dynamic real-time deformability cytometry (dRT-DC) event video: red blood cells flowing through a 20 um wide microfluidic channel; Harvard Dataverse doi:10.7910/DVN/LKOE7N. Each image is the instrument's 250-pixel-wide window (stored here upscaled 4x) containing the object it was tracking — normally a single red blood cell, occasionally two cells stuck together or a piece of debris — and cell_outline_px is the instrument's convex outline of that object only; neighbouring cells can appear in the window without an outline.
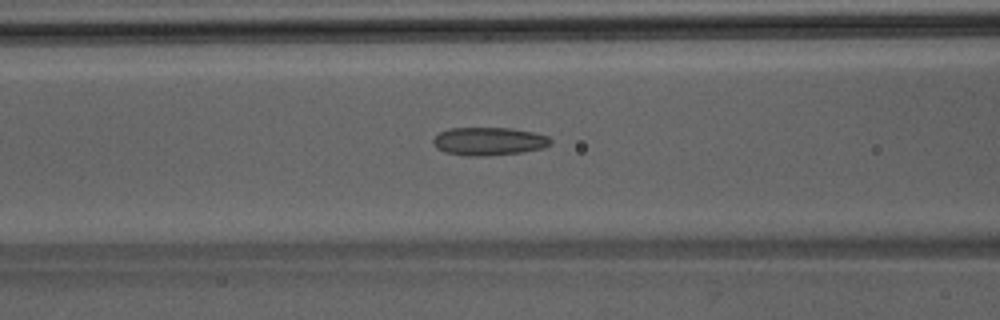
{"species": "Egyptian fruit bat (a non-hibernating species)", "species_latin": "Rousettus aegyptiacus", "temperature_condition": "room temperature", "stored_images_in_passage": 46, "camera_frame_rate_fps": 3000, "um_per_image_px": 0.085, "animal": {"sex": "male"}, "frame": {"image": 1, "passage_image": 17, "time_ms": 5.333, "image_size_px": [1000, 320], "cell_outline_px": [[552, 144], [544, 148], [520, 152], [488, 156], [464, 156], [444, 152], [436, 148], [432, 144], [432, 140], [440, 132], [448, 128], [512, 128], [532, 132], [548, 136], [552, 140]], "centroid_in_image_um": [41.54, 12.01], "position_along_channel_um": 125.1, "area_um2": 19.42}}
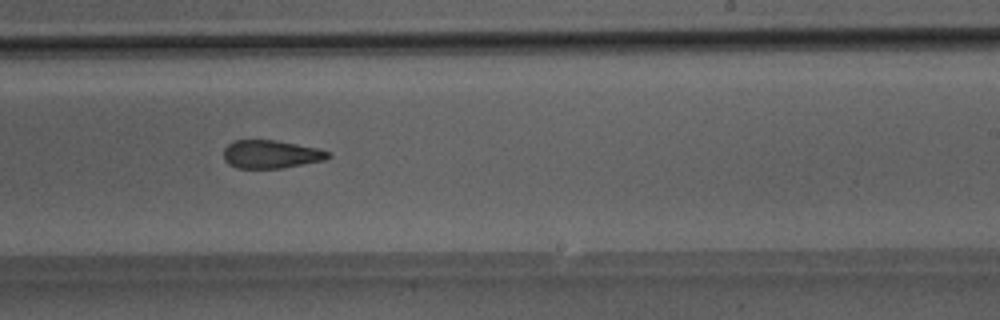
{"frame": {"image": 2, "passage_image": 27, "time_ms": 8.667, "image_size_px": [1000, 320], "cell_outline_px": [[332, 156], [324, 160], [280, 168], [236, 168], [228, 164], [224, 160], [224, 148], [232, 140], [276, 140], [316, 148], [328, 152]], "centroid_in_image_um": [22.98, 13.11], "position_along_channel_um": 266.0, "area_um2": 17.05}}
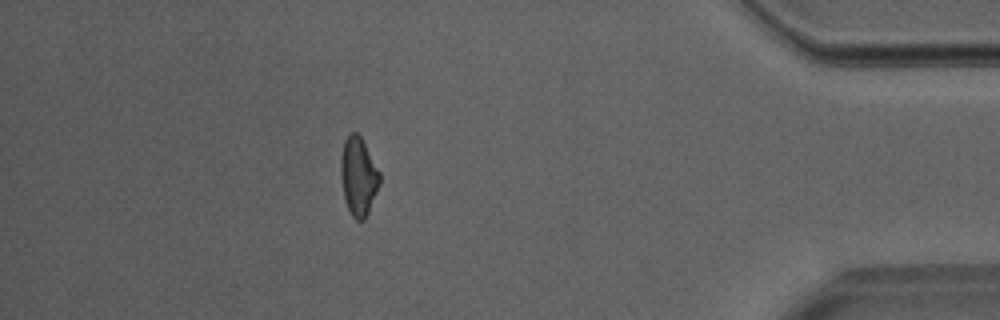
{"frame": {"image": 3, "passage_image": 40, "time_ms": 13.0, "image_size_px": [1000, 320], "cell_outline_px": [[380, 184], [368, 212], [364, 220], [356, 220], [352, 216], [344, 200], [340, 176], [340, 156], [344, 140], [348, 132], [356, 132], [360, 136], [380, 172]], "centroid_in_image_um": [30.44, 14.97], "position_along_channel_um": 404.8, "area_um2": 17.92}}